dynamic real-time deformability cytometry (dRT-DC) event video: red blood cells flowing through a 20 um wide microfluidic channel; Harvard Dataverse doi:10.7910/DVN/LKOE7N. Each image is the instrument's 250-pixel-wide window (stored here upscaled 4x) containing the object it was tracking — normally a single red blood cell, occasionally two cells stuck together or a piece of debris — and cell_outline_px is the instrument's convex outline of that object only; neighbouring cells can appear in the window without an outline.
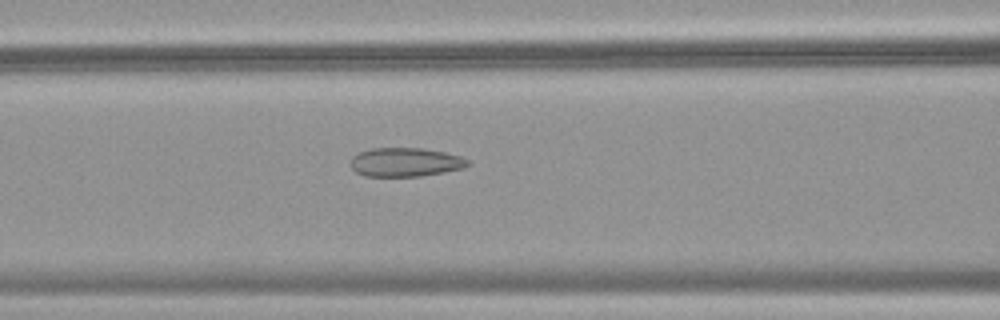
{"species": "common noctule bat (a hibernating species)", "species_latin": "Nyctalus noctula", "temperature_condition": "warm", "stored_images_in_passage": 50, "camera_frame_rate_fps": 3000, "um_per_image_px": 0.085, "animal": {"sex": "female", "body_mass_g": 18.4}, "frame": {"image": 1, "passage_image": 22, "time_ms": 7.0, "image_size_px": [1000, 320], "cell_outline_px": [[472, 164], [464, 168], [444, 172], [420, 176], [364, 176], [356, 172], [348, 164], [352, 156], [360, 152], [372, 148], [424, 148], [444, 152], [460, 156], [468, 160]], "centroid_in_image_um": [34.45, 13.78], "position_along_channel_um": 132.2, "area_um2": 19.88}}
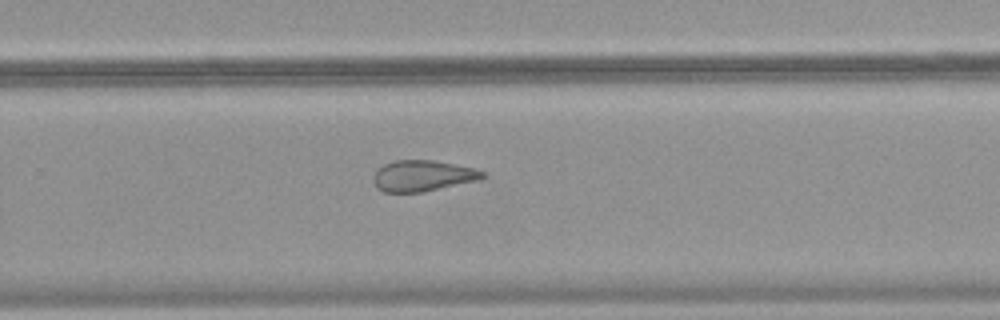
{"frame": {"image": 2, "passage_image": 34, "time_ms": 11.0, "image_size_px": [1000, 320], "cell_outline_px": [[484, 176], [476, 180], [420, 192], [384, 192], [376, 188], [372, 180], [372, 176], [376, 168], [384, 164], [396, 160], [436, 160], [472, 168], [484, 172]], "centroid_in_image_um": [35.82, 14.93], "position_along_channel_um": 294.0, "area_um2": 19.54}}
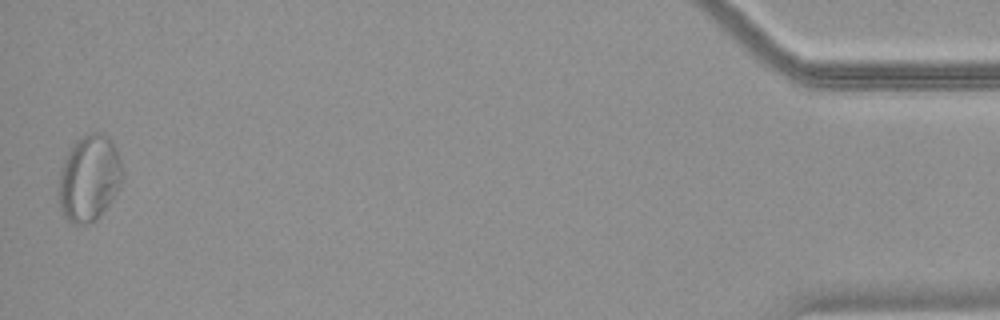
{"frame": {"image": 3, "passage_image": 50, "time_ms": 16.333, "image_size_px": [1000, 320], "cell_outline_px": [[124, 176], [120, 188], [96, 220], [80, 224], [76, 224], [68, 220], [64, 216], [60, 208], [56, 192], [56, 188], [60, 172], [64, 160], [72, 144], [76, 140], [92, 132], [104, 132], [112, 140], [116, 148], [124, 172]], "centroid_in_image_um": [7.57, 15.12], "position_along_channel_um": 427.6, "area_um2": 32.48}}